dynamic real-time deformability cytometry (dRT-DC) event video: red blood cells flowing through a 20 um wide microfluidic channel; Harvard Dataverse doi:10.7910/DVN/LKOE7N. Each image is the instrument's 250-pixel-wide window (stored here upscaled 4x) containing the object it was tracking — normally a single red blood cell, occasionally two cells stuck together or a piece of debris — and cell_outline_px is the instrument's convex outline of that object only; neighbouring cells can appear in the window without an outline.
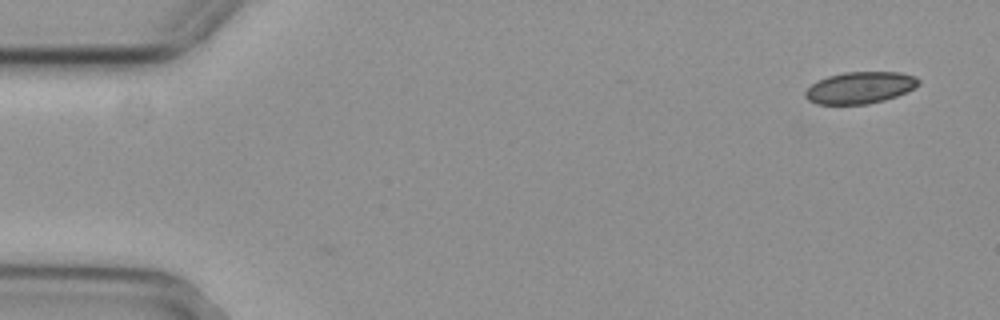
{"species": "common noctule bat (a hibernating species)", "species_latin": "Nyctalus noctula", "temperature_condition": "cold", "stored_images_in_passage": 2, "camera_frame_rate_fps": 3000, "um_per_image_px": 0.085, "animal": {"sex": "female", "body_mass_g": 29.2, "forearm_length_mm": 56.3}, "frame": {"image": 1, "passage_image": 2, "time_ms": 0.333, "image_size_px": [1000, 320], "cell_outline_px": [[920, 84], [916, 88], [896, 96], [884, 100], [868, 104], [816, 104], [808, 100], [804, 96], [804, 92], [816, 80], [828, 76], [844, 72], [900, 72], [916, 76], [920, 80]], "centroid_in_image_um": [73.11, 7.45], "position_along_channel_um": 11.9, "area_um2": 21.15}}